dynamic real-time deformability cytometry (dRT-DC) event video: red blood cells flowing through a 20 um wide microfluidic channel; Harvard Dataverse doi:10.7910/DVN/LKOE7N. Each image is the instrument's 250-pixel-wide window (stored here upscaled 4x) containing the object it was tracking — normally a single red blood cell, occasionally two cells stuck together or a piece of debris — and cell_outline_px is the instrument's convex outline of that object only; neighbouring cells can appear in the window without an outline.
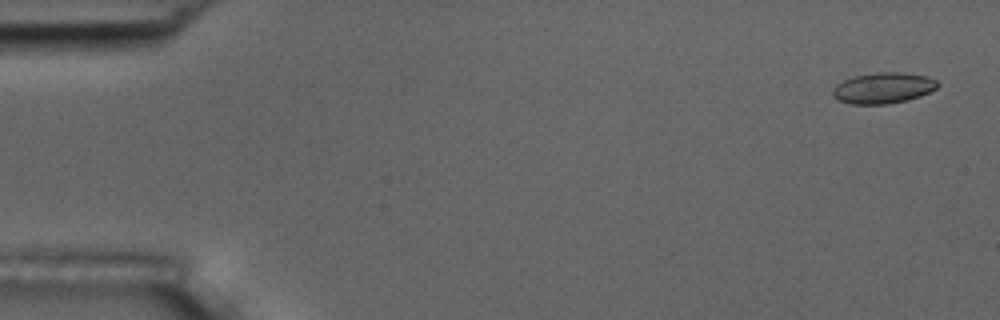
{"species": "common noctule bat (a hibernating species)", "species_latin": "Nyctalus noctula", "temperature_condition": "room temperature", "stored_images_in_passage": 5, "camera_frame_rate_fps": 3000, "um_per_image_px": 0.085, "animal": {"sex": "male", "body_mass_g": 17.5, "forearm_length_mm": 52.3}, "frame": {"image": 1, "passage_image": 1, "time_ms": 0.0, "image_size_px": [1000, 320], "cell_outline_px": [[940, 84], [936, 88], [920, 96], [908, 100], [888, 104], [852, 104], [840, 100], [832, 96], [832, 88], [836, 84], [852, 76], [876, 72], [904, 72], [928, 76], [936, 80]], "centroid_in_image_um": [75.07, 7.47], "position_along_channel_um": 9.9, "area_um2": 19.07}}
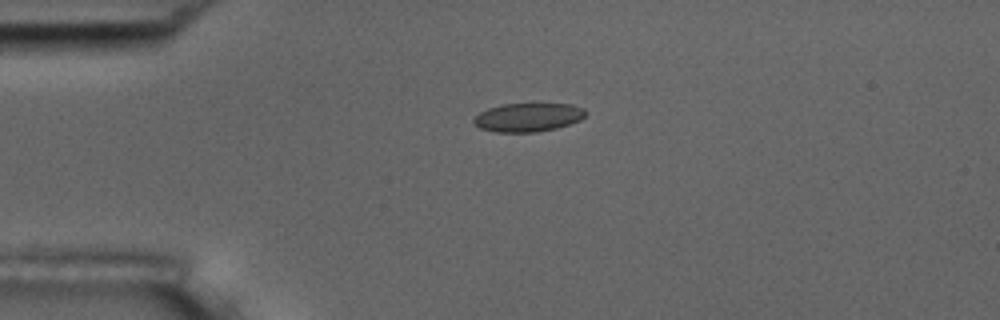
{"frame": {"image": 2, "passage_image": 4, "time_ms": 3.667, "image_size_px": [1000, 320], "cell_outline_px": [[588, 112], [580, 120], [556, 128], [536, 132], [496, 132], [480, 128], [472, 120], [480, 112], [488, 108], [504, 104], [572, 104], [584, 108]], "centroid_in_image_um": [44.9, 9.97], "position_along_channel_um": 40.1, "area_um2": 18.55}}